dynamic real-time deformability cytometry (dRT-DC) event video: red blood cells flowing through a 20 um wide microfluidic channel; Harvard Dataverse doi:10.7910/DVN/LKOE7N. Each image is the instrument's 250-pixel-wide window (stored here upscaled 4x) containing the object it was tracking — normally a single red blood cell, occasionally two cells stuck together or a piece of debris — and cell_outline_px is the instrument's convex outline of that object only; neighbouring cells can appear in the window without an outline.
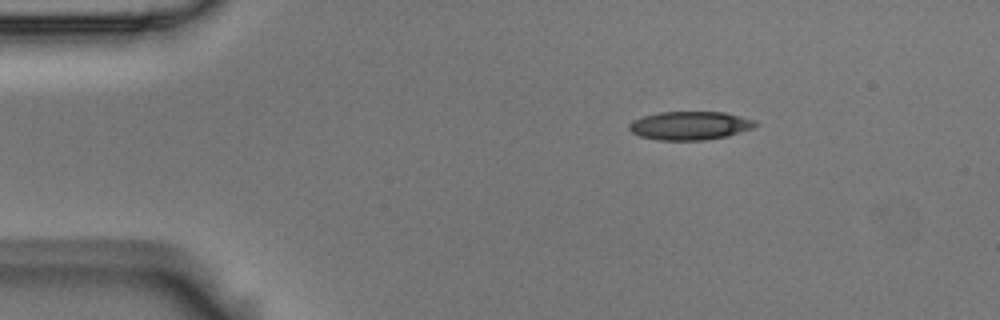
{"species": "Egyptian fruit bat (a non-hibernating species)", "species_latin": "Rousettus aegyptiacus", "temperature_condition": "room temperature", "stored_images_in_passage": 3, "camera_frame_rate_fps": 3000, "um_per_image_px": 0.085, "animal": {"sex": "male"}, "frame": {"image": 1, "passage_image": 1, "time_ms": 0.0, "image_size_px": [1000, 320], "cell_outline_px": [[760, 124], [752, 128], [728, 136], [704, 140], [656, 140], [640, 136], [632, 132], [628, 128], [628, 124], [632, 120], [644, 116], [660, 112], [724, 112], [756, 120]], "centroid_in_image_um": [58.65, 10.68], "position_along_channel_um": 26.3, "area_um2": 21.04}}